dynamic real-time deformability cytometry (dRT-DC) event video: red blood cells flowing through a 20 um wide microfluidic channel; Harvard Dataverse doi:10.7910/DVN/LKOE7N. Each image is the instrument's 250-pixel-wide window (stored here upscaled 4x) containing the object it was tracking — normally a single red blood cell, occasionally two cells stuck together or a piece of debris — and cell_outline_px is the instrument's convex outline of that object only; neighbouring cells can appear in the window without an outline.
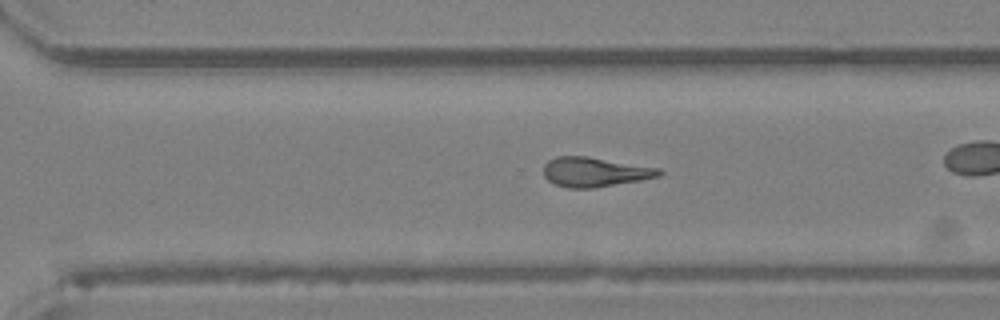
{"species": "Egyptian fruit bat (a non-hibernating species)", "species_latin": "Rousettus aegyptiacus", "temperature_condition": "room temperature", "stored_images_in_passage": 28, "camera_frame_rate_fps": 3000, "um_per_image_px": 0.085, "animal": {"sex": "female"}, "frame": {"image": 1, "passage_image": 16, "time_ms": 5.0, "image_size_px": [1000, 320], "cell_outline_px": [[660, 172], [652, 176], [632, 180], [604, 184], [560, 184], [552, 180], [544, 172], [544, 168], [552, 160], [564, 156], [576, 156]], "centroid_in_image_um": [50.31, 14.58], "position_along_channel_um": 320.3, "area_um2": 15.55}}